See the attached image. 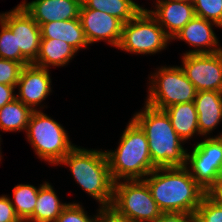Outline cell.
<instances>
[{"instance_id": "8d00e7d4", "label": "cell", "mask_w": 222, "mask_h": 222, "mask_svg": "<svg viewBox=\"0 0 222 222\" xmlns=\"http://www.w3.org/2000/svg\"><path fill=\"white\" fill-rule=\"evenodd\" d=\"M0 141H1V137H0ZM0 146H1V145H0ZM0 149H1V148H0ZM0 151H1V150H0ZM0 153H1V152H0ZM1 157H2V156H1V154H0V161H1Z\"/></svg>"}, {"instance_id": "4316f807", "label": "cell", "mask_w": 222, "mask_h": 222, "mask_svg": "<svg viewBox=\"0 0 222 222\" xmlns=\"http://www.w3.org/2000/svg\"><path fill=\"white\" fill-rule=\"evenodd\" d=\"M194 216L195 222H222V207L204 196Z\"/></svg>"}, {"instance_id": "5b68a950", "label": "cell", "mask_w": 222, "mask_h": 222, "mask_svg": "<svg viewBox=\"0 0 222 222\" xmlns=\"http://www.w3.org/2000/svg\"><path fill=\"white\" fill-rule=\"evenodd\" d=\"M26 134L38 158L53 165H58L76 146L61 124L37 109L30 115Z\"/></svg>"}, {"instance_id": "8992f818", "label": "cell", "mask_w": 222, "mask_h": 222, "mask_svg": "<svg viewBox=\"0 0 222 222\" xmlns=\"http://www.w3.org/2000/svg\"><path fill=\"white\" fill-rule=\"evenodd\" d=\"M146 104L164 110L175 104L193 102L196 96L194 85L179 66H161L150 78Z\"/></svg>"}, {"instance_id": "5bb4252c", "label": "cell", "mask_w": 222, "mask_h": 222, "mask_svg": "<svg viewBox=\"0 0 222 222\" xmlns=\"http://www.w3.org/2000/svg\"><path fill=\"white\" fill-rule=\"evenodd\" d=\"M41 26L52 21L79 18L82 0H26L18 4Z\"/></svg>"}, {"instance_id": "d4e9b609", "label": "cell", "mask_w": 222, "mask_h": 222, "mask_svg": "<svg viewBox=\"0 0 222 222\" xmlns=\"http://www.w3.org/2000/svg\"><path fill=\"white\" fill-rule=\"evenodd\" d=\"M0 58L20 62L24 66L30 63L21 55L17 48L16 34L0 19Z\"/></svg>"}, {"instance_id": "ba28073f", "label": "cell", "mask_w": 222, "mask_h": 222, "mask_svg": "<svg viewBox=\"0 0 222 222\" xmlns=\"http://www.w3.org/2000/svg\"><path fill=\"white\" fill-rule=\"evenodd\" d=\"M111 205L132 222H154L162 214L144 180L115 182Z\"/></svg>"}, {"instance_id": "4fadbf2b", "label": "cell", "mask_w": 222, "mask_h": 222, "mask_svg": "<svg viewBox=\"0 0 222 222\" xmlns=\"http://www.w3.org/2000/svg\"><path fill=\"white\" fill-rule=\"evenodd\" d=\"M48 70L33 64L22 68L16 85L19 90L16 98L32 110H36L35 106L41 104L52 91L51 76Z\"/></svg>"}, {"instance_id": "d6a6232c", "label": "cell", "mask_w": 222, "mask_h": 222, "mask_svg": "<svg viewBox=\"0 0 222 222\" xmlns=\"http://www.w3.org/2000/svg\"><path fill=\"white\" fill-rule=\"evenodd\" d=\"M205 196L216 205L222 207V174L205 191Z\"/></svg>"}, {"instance_id": "3957f363", "label": "cell", "mask_w": 222, "mask_h": 222, "mask_svg": "<svg viewBox=\"0 0 222 222\" xmlns=\"http://www.w3.org/2000/svg\"><path fill=\"white\" fill-rule=\"evenodd\" d=\"M120 138L117 149L105 151L113 182L143 180L155 169L144 131L132 119Z\"/></svg>"}, {"instance_id": "44dd1931", "label": "cell", "mask_w": 222, "mask_h": 222, "mask_svg": "<svg viewBox=\"0 0 222 222\" xmlns=\"http://www.w3.org/2000/svg\"><path fill=\"white\" fill-rule=\"evenodd\" d=\"M69 203H61L53 186L48 182L39 187L33 214L25 222H55Z\"/></svg>"}, {"instance_id": "d590c367", "label": "cell", "mask_w": 222, "mask_h": 222, "mask_svg": "<svg viewBox=\"0 0 222 222\" xmlns=\"http://www.w3.org/2000/svg\"><path fill=\"white\" fill-rule=\"evenodd\" d=\"M220 141H221V143H222V133L220 134V135H217L216 136Z\"/></svg>"}, {"instance_id": "484cf974", "label": "cell", "mask_w": 222, "mask_h": 222, "mask_svg": "<svg viewBox=\"0 0 222 222\" xmlns=\"http://www.w3.org/2000/svg\"><path fill=\"white\" fill-rule=\"evenodd\" d=\"M195 15L222 27V0H194Z\"/></svg>"}, {"instance_id": "f1b7e54d", "label": "cell", "mask_w": 222, "mask_h": 222, "mask_svg": "<svg viewBox=\"0 0 222 222\" xmlns=\"http://www.w3.org/2000/svg\"><path fill=\"white\" fill-rule=\"evenodd\" d=\"M23 67L20 62L0 58V83L16 86Z\"/></svg>"}, {"instance_id": "e0dca14e", "label": "cell", "mask_w": 222, "mask_h": 222, "mask_svg": "<svg viewBox=\"0 0 222 222\" xmlns=\"http://www.w3.org/2000/svg\"><path fill=\"white\" fill-rule=\"evenodd\" d=\"M193 102L198 114L199 135L206 137L222 121V92L197 91Z\"/></svg>"}, {"instance_id": "83f0119b", "label": "cell", "mask_w": 222, "mask_h": 222, "mask_svg": "<svg viewBox=\"0 0 222 222\" xmlns=\"http://www.w3.org/2000/svg\"><path fill=\"white\" fill-rule=\"evenodd\" d=\"M55 222H97L96 216L87 215L79 203H69L58 216Z\"/></svg>"}, {"instance_id": "9a60e30c", "label": "cell", "mask_w": 222, "mask_h": 222, "mask_svg": "<svg viewBox=\"0 0 222 222\" xmlns=\"http://www.w3.org/2000/svg\"><path fill=\"white\" fill-rule=\"evenodd\" d=\"M155 6V10L148 12L171 40L196 16L194 6L190 2L157 0Z\"/></svg>"}, {"instance_id": "d6986e66", "label": "cell", "mask_w": 222, "mask_h": 222, "mask_svg": "<svg viewBox=\"0 0 222 222\" xmlns=\"http://www.w3.org/2000/svg\"><path fill=\"white\" fill-rule=\"evenodd\" d=\"M78 51L70 44L59 39H41L35 66L49 69L52 66H65Z\"/></svg>"}, {"instance_id": "f546056e", "label": "cell", "mask_w": 222, "mask_h": 222, "mask_svg": "<svg viewBox=\"0 0 222 222\" xmlns=\"http://www.w3.org/2000/svg\"><path fill=\"white\" fill-rule=\"evenodd\" d=\"M97 222H132L126 215L119 213L112 205L100 206Z\"/></svg>"}, {"instance_id": "6da1fadb", "label": "cell", "mask_w": 222, "mask_h": 222, "mask_svg": "<svg viewBox=\"0 0 222 222\" xmlns=\"http://www.w3.org/2000/svg\"><path fill=\"white\" fill-rule=\"evenodd\" d=\"M143 180L162 213L194 214L205 196V191L192 178L187 166L155 168Z\"/></svg>"}, {"instance_id": "1f68e13d", "label": "cell", "mask_w": 222, "mask_h": 222, "mask_svg": "<svg viewBox=\"0 0 222 222\" xmlns=\"http://www.w3.org/2000/svg\"><path fill=\"white\" fill-rule=\"evenodd\" d=\"M154 222H195L194 214L189 213H162Z\"/></svg>"}, {"instance_id": "4dcf8cb0", "label": "cell", "mask_w": 222, "mask_h": 222, "mask_svg": "<svg viewBox=\"0 0 222 222\" xmlns=\"http://www.w3.org/2000/svg\"><path fill=\"white\" fill-rule=\"evenodd\" d=\"M0 222H22L7 195L0 196Z\"/></svg>"}, {"instance_id": "e575fe53", "label": "cell", "mask_w": 222, "mask_h": 222, "mask_svg": "<svg viewBox=\"0 0 222 222\" xmlns=\"http://www.w3.org/2000/svg\"><path fill=\"white\" fill-rule=\"evenodd\" d=\"M178 1L193 3L194 0H178Z\"/></svg>"}, {"instance_id": "9c48e42d", "label": "cell", "mask_w": 222, "mask_h": 222, "mask_svg": "<svg viewBox=\"0 0 222 222\" xmlns=\"http://www.w3.org/2000/svg\"><path fill=\"white\" fill-rule=\"evenodd\" d=\"M189 153L186 155V166H191L187 169L206 191L222 174V143L217 137L210 136L197 142Z\"/></svg>"}, {"instance_id": "7a4b0ae2", "label": "cell", "mask_w": 222, "mask_h": 222, "mask_svg": "<svg viewBox=\"0 0 222 222\" xmlns=\"http://www.w3.org/2000/svg\"><path fill=\"white\" fill-rule=\"evenodd\" d=\"M132 119L141 127L148 140L149 153L155 168L185 167L187 150L163 110L148 106Z\"/></svg>"}, {"instance_id": "8fae6325", "label": "cell", "mask_w": 222, "mask_h": 222, "mask_svg": "<svg viewBox=\"0 0 222 222\" xmlns=\"http://www.w3.org/2000/svg\"><path fill=\"white\" fill-rule=\"evenodd\" d=\"M0 19L16 34L17 48H20L21 55L32 64L39 52L40 26L18 5L9 12L1 13Z\"/></svg>"}, {"instance_id": "7402d4cb", "label": "cell", "mask_w": 222, "mask_h": 222, "mask_svg": "<svg viewBox=\"0 0 222 222\" xmlns=\"http://www.w3.org/2000/svg\"><path fill=\"white\" fill-rule=\"evenodd\" d=\"M32 112L33 110L29 106L15 98L0 109V130L5 132L26 131Z\"/></svg>"}, {"instance_id": "7c38bea8", "label": "cell", "mask_w": 222, "mask_h": 222, "mask_svg": "<svg viewBox=\"0 0 222 222\" xmlns=\"http://www.w3.org/2000/svg\"><path fill=\"white\" fill-rule=\"evenodd\" d=\"M79 19L88 44L105 40L110 45L118 47L122 36L123 22L117 17L99 10L88 9L82 3Z\"/></svg>"}, {"instance_id": "ac0fdd59", "label": "cell", "mask_w": 222, "mask_h": 222, "mask_svg": "<svg viewBox=\"0 0 222 222\" xmlns=\"http://www.w3.org/2000/svg\"><path fill=\"white\" fill-rule=\"evenodd\" d=\"M40 29L41 39H59L70 44L77 51L89 46L79 18L44 23Z\"/></svg>"}, {"instance_id": "30bf717a", "label": "cell", "mask_w": 222, "mask_h": 222, "mask_svg": "<svg viewBox=\"0 0 222 222\" xmlns=\"http://www.w3.org/2000/svg\"><path fill=\"white\" fill-rule=\"evenodd\" d=\"M181 68L196 91L222 92V50L184 54Z\"/></svg>"}, {"instance_id": "603a6c76", "label": "cell", "mask_w": 222, "mask_h": 222, "mask_svg": "<svg viewBox=\"0 0 222 222\" xmlns=\"http://www.w3.org/2000/svg\"><path fill=\"white\" fill-rule=\"evenodd\" d=\"M88 9L99 10L117 17L123 23L132 20L143 7L133 0H82Z\"/></svg>"}, {"instance_id": "ffe728a7", "label": "cell", "mask_w": 222, "mask_h": 222, "mask_svg": "<svg viewBox=\"0 0 222 222\" xmlns=\"http://www.w3.org/2000/svg\"><path fill=\"white\" fill-rule=\"evenodd\" d=\"M163 111L168 115L172 127L184 142L195 133L199 134L198 114L194 102L175 104Z\"/></svg>"}, {"instance_id": "cb8c5ba5", "label": "cell", "mask_w": 222, "mask_h": 222, "mask_svg": "<svg viewBox=\"0 0 222 222\" xmlns=\"http://www.w3.org/2000/svg\"><path fill=\"white\" fill-rule=\"evenodd\" d=\"M39 187L30 184H18L13 188V205L17 216L25 222L32 214L37 203ZM14 200V201H13Z\"/></svg>"}, {"instance_id": "277c9868", "label": "cell", "mask_w": 222, "mask_h": 222, "mask_svg": "<svg viewBox=\"0 0 222 222\" xmlns=\"http://www.w3.org/2000/svg\"><path fill=\"white\" fill-rule=\"evenodd\" d=\"M59 164L70 167L77 184L96 199L100 206L111 205L114 182L105 150H87L75 146Z\"/></svg>"}, {"instance_id": "2e32d148", "label": "cell", "mask_w": 222, "mask_h": 222, "mask_svg": "<svg viewBox=\"0 0 222 222\" xmlns=\"http://www.w3.org/2000/svg\"><path fill=\"white\" fill-rule=\"evenodd\" d=\"M213 26L219 27L211 21L195 16L172 40H183L194 47V50H189L184 54L215 53L221 51L222 48L218 44V38L212 29Z\"/></svg>"}, {"instance_id": "52a82bcc", "label": "cell", "mask_w": 222, "mask_h": 222, "mask_svg": "<svg viewBox=\"0 0 222 222\" xmlns=\"http://www.w3.org/2000/svg\"><path fill=\"white\" fill-rule=\"evenodd\" d=\"M171 39L157 20L141 10L132 20L123 23L122 36L117 48L134 54H156L165 49Z\"/></svg>"}, {"instance_id": "836d02e7", "label": "cell", "mask_w": 222, "mask_h": 222, "mask_svg": "<svg viewBox=\"0 0 222 222\" xmlns=\"http://www.w3.org/2000/svg\"><path fill=\"white\" fill-rule=\"evenodd\" d=\"M15 88L16 86L0 83V109L16 98V95L14 94Z\"/></svg>"}]
</instances>
